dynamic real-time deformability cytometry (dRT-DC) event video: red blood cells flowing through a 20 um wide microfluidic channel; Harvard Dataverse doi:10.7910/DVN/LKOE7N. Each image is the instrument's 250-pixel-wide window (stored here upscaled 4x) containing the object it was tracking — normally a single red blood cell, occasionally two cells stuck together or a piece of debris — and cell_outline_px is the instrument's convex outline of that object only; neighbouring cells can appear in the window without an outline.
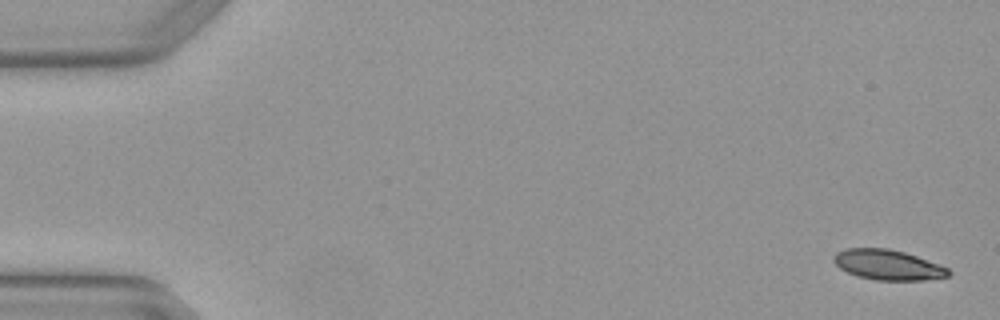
{"species": "Egyptian fruit bat (a non-hibernating species)", "species_latin": "Rousettus aegyptiacus", "temperature_condition": "warm", "stored_images_in_passage": 5, "camera_frame_rate_fps": 3000, "um_per_image_px": 0.085, "animal": {"sex": "female"}, "frame": {"image": 1, "passage_image": 1, "time_ms": 0.0, "image_size_px": [1000, 320], "cell_outline_px": [[952, 272], [948, 276], [924, 280], [876, 280], [856, 276], [840, 268], [832, 260], [832, 256], [836, 252], [844, 248], [888, 248], [904, 252], [940, 264], [948, 268]], "centroid_in_image_um": [75.45, 22.5], "position_along_channel_um": 9.5, "area_um2": 20.29}}
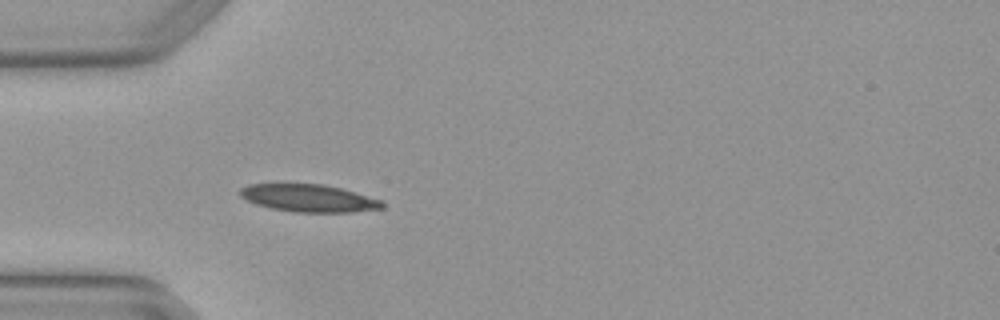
{"frame": {"image": 2, "passage_image": 5, "time_ms": 1.333, "image_size_px": [1000, 320], "cell_outline_px": [[384, 208], [352, 212], [296, 212], [272, 208], [256, 204], [240, 196], [240, 188], [248, 184], [284, 180], [324, 184], [340, 188], [384, 200]], "centroid_in_image_um": [26.19, 16.78], "position_along_channel_um": 58.8, "area_um2": 23.81}}